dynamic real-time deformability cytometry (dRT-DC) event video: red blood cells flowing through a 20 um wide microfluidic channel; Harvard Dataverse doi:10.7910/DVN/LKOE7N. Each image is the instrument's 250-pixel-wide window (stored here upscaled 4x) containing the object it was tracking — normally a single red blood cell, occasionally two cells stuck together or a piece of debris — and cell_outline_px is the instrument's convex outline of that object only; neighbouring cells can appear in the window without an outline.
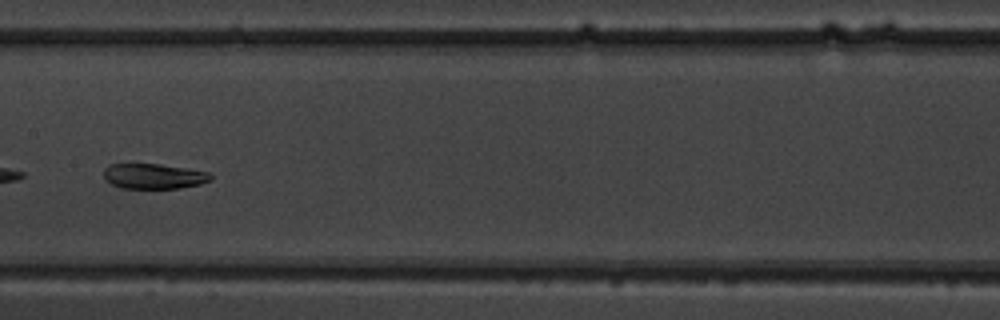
{"species": "common noctule bat (a hibernating species)", "species_latin": "Nyctalus noctula", "temperature_condition": "warm", "stored_images_in_passage": 9, "camera_frame_rate_fps": 3000, "um_per_image_px": 0.085, "animal": {"sex": "male", "body_mass_g": 19.5, "forearm_length_mm": 54.6}, "frame": {"image": 1, "passage_image": 7, "time_ms": 7.0, "image_size_px": [1000, 320], "cell_outline_px": [[212, 180], [200, 184], [180, 188], [120, 188], [104, 180], [104, 168], [108, 164], [160, 164], [188, 168], [208, 172], [212, 176]], "centroid_in_image_um": [13.06, 14.97], "position_along_channel_um": 194.3, "area_um2": 15.84}}
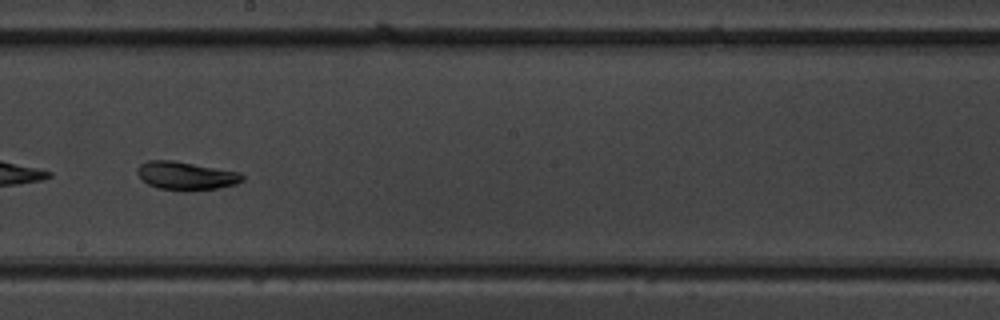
{"frame": {"image": 2, "passage_image": 8, "time_ms": 8.0, "image_size_px": [1000, 320], "cell_outline_px": [[244, 180], [236, 184], [216, 188], [188, 192], [156, 188], [148, 184], [136, 172], [140, 164], [148, 160], [172, 160], [240, 172], [244, 176]], "centroid_in_image_um": [15.81, 14.95], "position_along_channel_um": 232.4, "area_um2": 17.4}}
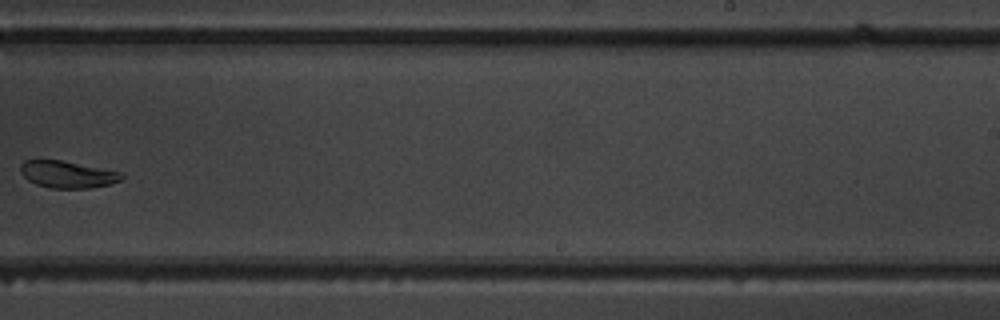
{"frame": {"image": 3, "passage_image": 9, "time_ms": 9.333, "image_size_px": [1000, 320], "cell_outline_px": [[124, 176], [120, 180], [108, 184], [92, 188], [52, 188], [36, 184], [28, 180], [20, 172], [20, 164], [24, 160], [64, 160], [120, 172]], "centroid_in_image_um": [5.7, 14.81], "position_along_channel_um": 283.3, "area_um2": 15.84}}